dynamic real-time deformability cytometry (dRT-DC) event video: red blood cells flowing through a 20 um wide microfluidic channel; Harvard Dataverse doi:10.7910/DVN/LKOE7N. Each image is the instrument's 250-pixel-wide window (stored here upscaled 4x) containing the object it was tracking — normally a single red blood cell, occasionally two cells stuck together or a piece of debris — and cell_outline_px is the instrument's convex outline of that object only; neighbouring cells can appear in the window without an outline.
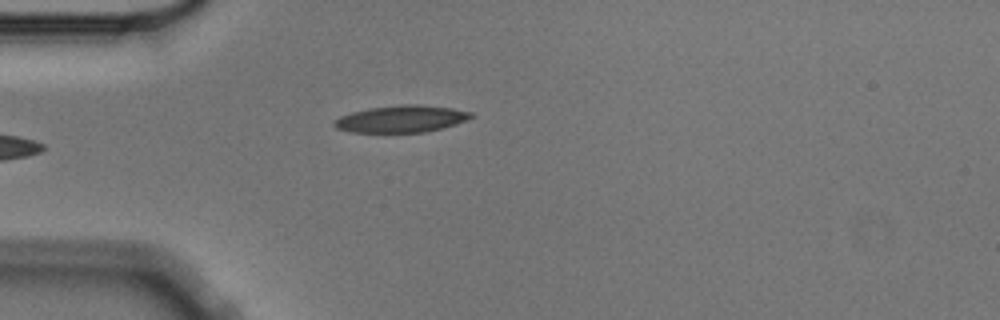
{"species": "Egyptian fruit bat (a non-hibernating species)", "species_latin": "Rousettus aegyptiacus", "temperature_condition": "cold", "stored_images_in_passage": 6, "camera_frame_rate_fps": 3000, "um_per_image_px": 0.085, "animal": {"sex": "male"}, "frame": {"image": 1, "passage_image": 5, "time_ms": 1.333, "image_size_px": [1000, 320], "cell_outline_px": [[476, 116], [468, 120], [456, 124], [424, 132], [352, 132], [336, 128], [332, 124], [332, 120], [340, 116], [352, 112], [368, 108], [404, 104], [416, 104], [452, 108], [472, 112]], "centroid_in_image_um": [34.11, 10.1], "position_along_channel_um": 50.9, "area_um2": 21.56}}